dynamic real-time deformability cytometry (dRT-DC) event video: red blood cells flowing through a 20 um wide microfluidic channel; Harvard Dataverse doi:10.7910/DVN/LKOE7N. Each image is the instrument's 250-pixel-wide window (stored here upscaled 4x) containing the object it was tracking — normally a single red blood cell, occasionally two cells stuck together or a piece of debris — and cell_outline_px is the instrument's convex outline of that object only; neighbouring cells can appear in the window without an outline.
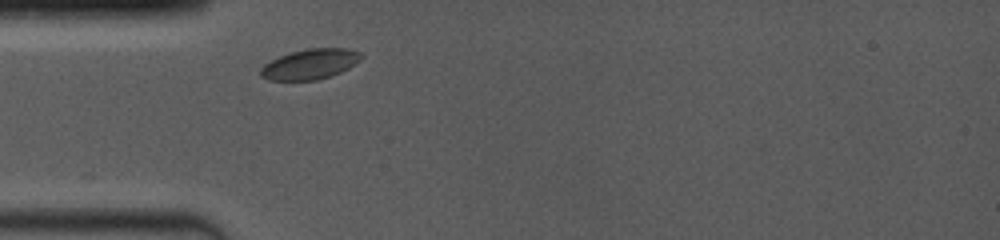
{"species": "common noctule bat (a hibernating species)", "species_latin": "Nyctalus noctula", "temperature_condition": "room temperature", "stored_images_in_passage": 14, "camera_frame_rate_fps": 4000, "um_per_image_px": 0.085, "animal": {"sex": "female", "body_mass_g": 19.0, "forearm_length_mm": 53.3}, "frame": {"image": 1, "passage_image": 1, "time_ms": 0.0, "image_size_px": [1000, 240], "cell_outline_px": [[364, 56], [356, 64], [332, 76], [316, 80], [268, 80], [260, 76], [260, 68], [264, 64], [280, 56], [292, 52], [308, 48], [348, 48], [360, 52]], "centroid_in_image_um": [26.38, 5.45], "position_along_channel_um": 58.6, "area_um2": 17.8}}
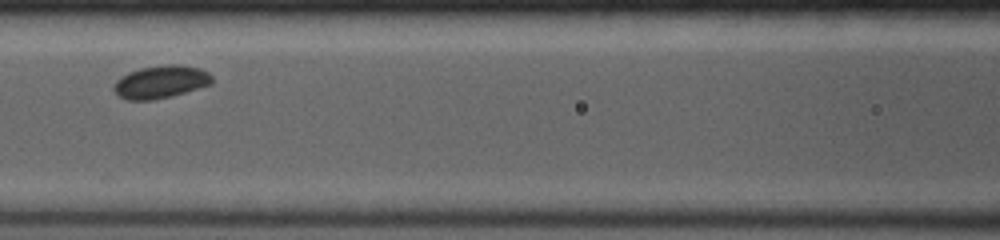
{"frame": {"image": 2, "passage_image": 5, "time_ms": 2.5, "image_size_px": [1000, 240], "cell_outline_px": [[212, 84], [172, 96], [152, 100], [128, 100], [120, 96], [112, 88], [116, 80], [120, 76], [128, 72], [140, 68], [168, 64], [176, 64], [200, 68], [208, 72], [212, 76]], "centroid_in_image_um": [13.66, 6.96], "position_along_channel_um": 152.9, "area_um2": 18.79}}
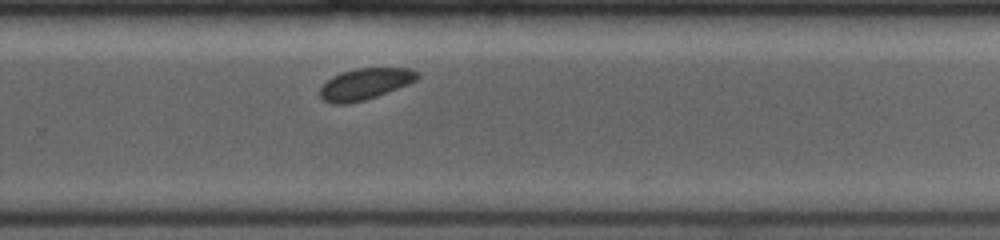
{"frame": {"image": 3, "passage_image": 14, "time_ms": 6.25, "image_size_px": [1000, 240], "cell_outline_px": [[420, 76], [416, 80], [408, 84], [388, 92], [364, 100], [348, 104], [332, 104], [324, 100], [320, 96], [320, 88], [332, 76], [356, 68], [412, 68], [420, 72]], "centroid_in_image_um": [31.06, 7.13], "position_along_channel_um": 298.7, "area_um2": 17.74}}